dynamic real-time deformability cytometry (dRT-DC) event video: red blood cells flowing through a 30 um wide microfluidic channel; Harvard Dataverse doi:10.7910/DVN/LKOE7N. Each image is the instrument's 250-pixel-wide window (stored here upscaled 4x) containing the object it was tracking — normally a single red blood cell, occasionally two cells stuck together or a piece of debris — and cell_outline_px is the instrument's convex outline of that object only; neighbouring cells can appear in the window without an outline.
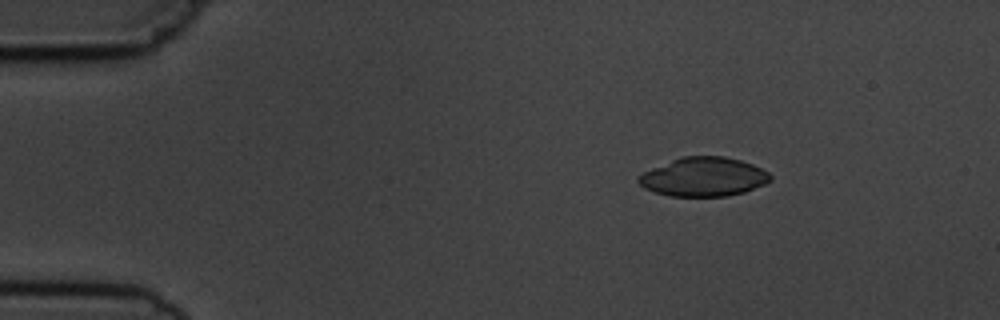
{"species": "common noctule bat (a hibernating species)", "species_latin": "Nyctalus noctula", "temperature_condition": "cold", "stored_images_in_passage": 5, "camera_frame_rate_fps": 3000, "um_per_image_px": 0.085, "animal": {"sex": "male", "body_mass_g": 19.5, "forearm_length_mm": 54.6}, "frame": {"image": 1, "passage_image": 2, "time_ms": 1.0, "image_size_px": [1000, 320], "cell_outline_px": [[772, 180], [764, 184], [744, 192], [728, 196], [668, 196], [644, 188], [636, 180], [636, 176], [652, 168], [680, 156], [724, 156], [740, 160], [752, 164], [768, 172], [772, 176]], "centroid_in_image_um": [59.79, 15.03], "position_along_channel_um": 25.2, "area_um2": 30.0}}